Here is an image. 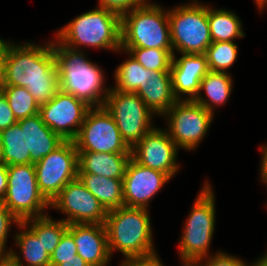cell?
I'll list each match as a JSON object with an SVG mask.
<instances>
[{
  "mask_svg": "<svg viewBox=\"0 0 267 266\" xmlns=\"http://www.w3.org/2000/svg\"><path fill=\"white\" fill-rule=\"evenodd\" d=\"M3 86H21L40 106L60 90L52 43L36 46L27 42L10 44L2 62Z\"/></svg>",
  "mask_w": 267,
  "mask_h": 266,
  "instance_id": "obj_1",
  "label": "cell"
},
{
  "mask_svg": "<svg viewBox=\"0 0 267 266\" xmlns=\"http://www.w3.org/2000/svg\"><path fill=\"white\" fill-rule=\"evenodd\" d=\"M56 41L51 42L60 90L74 95L90 107L103 106L110 90L103 86V71L87 60L80 48L75 50Z\"/></svg>",
  "mask_w": 267,
  "mask_h": 266,
  "instance_id": "obj_2",
  "label": "cell"
},
{
  "mask_svg": "<svg viewBox=\"0 0 267 266\" xmlns=\"http://www.w3.org/2000/svg\"><path fill=\"white\" fill-rule=\"evenodd\" d=\"M148 209L120 207L107 212L104 223L110 255L120 251L127 259L157 255L152 243Z\"/></svg>",
  "mask_w": 267,
  "mask_h": 266,
  "instance_id": "obj_3",
  "label": "cell"
},
{
  "mask_svg": "<svg viewBox=\"0 0 267 266\" xmlns=\"http://www.w3.org/2000/svg\"><path fill=\"white\" fill-rule=\"evenodd\" d=\"M56 36L61 44L75 50L85 45L120 51L121 15L98 7L73 19Z\"/></svg>",
  "mask_w": 267,
  "mask_h": 266,
  "instance_id": "obj_4",
  "label": "cell"
},
{
  "mask_svg": "<svg viewBox=\"0 0 267 266\" xmlns=\"http://www.w3.org/2000/svg\"><path fill=\"white\" fill-rule=\"evenodd\" d=\"M147 3L121 15V48L173 50L168 12Z\"/></svg>",
  "mask_w": 267,
  "mask_h": 266,
  "instance_id": "obj_5",
  "label": "cell"
},
{
  "mask_svg": "<svg viewBox=\"0 0 267 266\" xmlns=\"http://www.w3.org/2000/svg\"><path fill=\"white\" fill-rule=\"evenodd\" d=\"M210 186L207 181L183 228L179 252L184 264L197 265L208 256L215 228V198Z\"/></svg>",
  "mask_w": 267,
  "mask_h": 266,
  "instance_id": "obj_6",
  "label": "cell"
},
{
  "mask_svg": "<svg viewBox=\"0 0 267 266\" xmlns=\"http://www.w3.org/2000/svg\"><path fill=\"white\" fill-rule=\"evenodd\" d=\"M173 50L180 54H205L211 45L208 6L194 2L168 11Z\"/></svg>",
  "mask_w": 267,
  "mask_h": 266,
  "instance_id": "obj_7",
  "label": "cell"
},
{
  "mask_svg": "<svg viewBox=\"0 0 267 266\" xmlns=\"http://www.w3.org/2000/svg\"><path fill=\"white\" fill-rule=\"evenodd\" d=\"M8 187L3 203L19 221L44 216L50 202L40 192L34 164L7 166Z\"/></svg>",
  "mask_w": 267,
  "mask_h": 266,
  "instance_id": "obj_8",
  "label": "cell"
},
{
  "mask_svg": "<svg viewBox=\"0 0 267 266\" xmlns=\"http://www.w3.org/2000/svg\"><path fill=\"white\" fill-rule=\"evenodd\" d=\"M105 109L112 115L122 140L132 149L152 127L154 113L137 93L110 89L106 96Z\"/></svg>",
  "mask_w": 267,
  "mask_h": 266,
  "instance_id": "obj_9",
  "label": "cell"
},
{
  "mask_svg": "<svg viewBox=\"0 0 267 266\" xmlns=\"http://www.w3.org/2000/svg\"><path fill=\"white\" fill-rule=\"evenodd\" d=\"M78 152L131 154L112 115L104 106L91 107L74 140Z\"/></svg>",
  "mask_w": 267,
  "mask_h": 266,
  "instance_id": "obj_10",
  "label": "cell"
},
{
  "mask_svg": "<svg viewBox=\"0 0 267 266\" xmlns=\"http://www.w3.org/2000/svg\"><path fill=\"white\" fill-rule=\"evenodd\" d=\"M34 165L39 190L51 202L67 183L78 177V151L75 142L64 141Z\"/></svg>",
  "mask_w": 267,
  "mask_h": 266,
  "instance_id": "obj_11",
  "label": "cell"
},
{
  "mask_svg": "<svg viewBox=\"0 0 267 266\" xmlns=\"http://www.w3.org/2000/svg\"><path fill=\"white\" fill-rule=\"evenodd\" d=\"M168 134L178 148L193 150L205 137L213 115L193 100H178L165 114Z\"/></svg>",
  "mask_w": 267,
  "mask_h": 266,
  "instance_id": "obj_12",
  "label": "cell"
},
{
  "mask_svg": "<svg viewBox=\"0 0 267 266\" xmlns=\"http://www.w3.org/2000/svg\"><path fill=\"white\" fill-rule=\"evenodd\" d=\"M91 107L74 95L59 90L39 106L42 121L65 141H74Z\"/></svg>",
  "mask_w": 267,
  "mask_h": 266,
  "instance_id": "obj_13",
  "label": "cell"
},
{
  "mask_svg": "<svg viewBox=\"0 0 267 266\" xmlns=\"http://www.w3.org/2000/svg\"><path fill=\"white\" fill-rule=\"evenodd\" d=\"M50 207L59 209L68 217V224H104L107 211L77 177L67 183L50 202Z\"/></svg>",
  "mask_w": 267,
  "mask_h": 266,
  "instance_id": "obj_14",
  "label": "cell"
},
{
  "mask_svg": "<svg viewBox=\"0 0 267 266\" xmlns=\"http://www.w3.org/2000/svg\"><path fill=\"white\" fill-rule=\"evenodd\" d=\"M177 150L167 130L154 128L131 149V157L137 163L172 178L179 170V164L176 163Z\"/></svg>",
  "mask_w": 267,
  "mask_h": 266,
  "instance_id": "obj_15",
  "label": "cell"
},
{
  "mask_svg": "<svg viewBox=\"0 0 267 266\" xmlns=\"http://www.w3.org/2000/svg\"><path fill=\"white\" fill-rule=\"evenodd\" d=\"M170 179L167 174L145 167L131 157L122 179L124 206L147 209L150 199Z\"/></svg>",
  "mask_w": 267,
  "mask_h": 266,
  "instance_id": "obj_16",
  "label": "cell"
},
{
  "mask_svg": "<svg viewBox=\"0 0 267 266\" xmlns=\"http://www.w3.org/2000/svg\"><path fill=\"white\" fill-rule=\"evenodd\" d=\"M179 59L172 58L170 73L172 88L177 100H194L198 95L200 82L209 72L205 54H181ZM187 94L189 97H183Z\"/></svg>",
  "mask_w": 267,
  "mask_h": 266,
  "instance_id": "obj_17",
  "label": "cell"
},
{
  "mask_svg": "<svg viewBox=\"0 0 267 266\" xmlns=\"http://www.w3.org/2000/svg\"><path fill=\"white\" fill-rule=\"evenodd\" d=\"M77 246V254L89 266H106L111 259L104 224H69L67 230Z\"/></svg>",
  "mask_w": 267,
  "mask_h": 266,
  "instance_id": "obj_18",
  "label": "cell"
},
{
  "mask_svg": "<svg viewBox=\"0 0 267 266\" xmlns=\"http://www.w3.org/2000/svg\"><path fill=\"white\" fill-rule=\"evenodd\" d=\"M135 93L154 114L163 116L178 101L173 93L170 71L145 68L144 83Z\"/></svg>",
  "mask_w": 267,
  "mask_h": 266,
  "instance_id": "obj_19",
  "label": "cell"
},
{
  "mask_svg": "<svg viewBox=\"0 0 267 266\" xmlns=\"http://www.w3.org/2000/svg\"><path fill=\"white\" fill-rule=\"evenodd\" d=\"M17 123L25 127L26 155H30L31 164L39 162L65 141L46 126L39 113Z\"/></svg>",
  "mask_w": 267,
  "mask_h": 266,
  "instance_id": "obj_20",
  "label": "cell"
},
{
  "mask_svg": "<svg viewBox=\"0 0 267 266\" xmlns=\"http://www.w3.org/2000/svg\"><path fill=\"white\" fill-rule=\"evenodd\" d=\"M131 154L78 152V173L123 179Z\"/></svg>",
  "mask_w": 267,
  "mask_h": 266,
  "instance_id": "obj_21",
  "label": "cell"
},
{
  "mask_svg": "<svg viewBox=\"0 0 267 266\" xmlns=\"http://www.w3.org/2000/svg\"><path fill=\"white\" fill-rule=\"evenodd\" d=\"M78 178L107 212L124 207L122 179L106 178L91 173H78Z\"/></svg>",
  "mask_w": 267,
  "mask_h": 266,
  "instance_id": "obj_22",
  "label": "cell"
},
{
  "mask_svg": "<svg viewBox=\"0 0 267 266\" xmlns=\"http://www.w3.org/2000/svg\"><path fill=\"white\" fill-rule=\"evenodd\" d=\"M232 79L229 73L209 71L201 80L198 95L193 100L214 114V106L225 104L232 91ZM205 90L207 99L200 95ZM213 104V105H212Z\"/></svg>",
  "mask_w": 267,
  "mask_h": 266,
  "instance_id": "obj_23",
  "label": "cell"
},
{
  "mask_svg": "<svg viewBox=\"0 0 267 266\" xmlns=\"http://www.w3.org/2000/svg\"><path fill=\"white\" fill-rule=\"evenodd\" d=\"M208 22L212 42L233 41L245 36L240 19L229 10H214L208 6Z\"/></svg>",
  "mask_w": 267,
  "mask_h": 266,
  "instance_id": "obj_24",
  "label": "cell"
},
{
  "mask_svg": "<svg viewBox=\"0 0 267 266\" xmlns=\"http://www.w3.org/2000/svg\"><path fill=\"white\" fill-rule=\"evenodd\" d=\"M3 147V163L7 166L31 164L30 155H26L25 127L18 123L0 132Z\"/></svg>",
  "mask_w": 267,
  "mask_h": 266,
  "instance_id": "obj_25",
  "label": "cell"
},
{
  "mask_svg": "<svg viewBox=\"0 0 267 266\" xmlns=\"http://www.w3.org/2000/svg\"><path fill=\"white\" fill-rule=\"evenodd\" d=\"M23 223L26 227H29L39 240H42L45 250L49 255L53 253L63 234L68 230L69 225L63 219L59 221L52 220L47 214L41 217L27 219Z\"/></svg>",
  "mask_w": 267,
  "mask_h": 266,
  "instance_id": "obj_26",
  "label": "cell"
},
{
  "mask_svg": "<svg viewBox=\"0 0 267 266\" xmlns=\"http://www.w3.org/2000/svg\"><path fill=\"white\" fill-rule=\"evenodd\" d=\"M17 226L24 230L14 238L27 266H50V255L45 250L42 240H39L29 228L27 229L23 222Z\"/></svg>",
  "mask_w": 267,
  "mask_h": 266,
  "instance_id": "obj_27",
  "label": "cell"
},
{
  "mask_svg": "<svg viewBox=\"0 0 267 266\" xmlns=\"http://www.w3.org/2000/svg\"><path fill=\"white\" fill-rule=\"evenodd\" d=\"M1 92L17 121L39 113V105L25 87L3 86Z\"/></svg>",
  "mask_w": 267,
  "mask_h": 266,
  "instance_id": "obj_28",
  "label": "cell"
},
{
  "mask_svg": "<svg viewBox=\"0 0 267 266\" xmlns=\"http://www.w3.org/2000/svg\"><path fill=\"white\" fill-rule=\"evenodd\" d=\"M144 79L145 68L130 56V59L123 61L115 70L116 85L113 89L135 93L143 85Z\"/></svg>",
  "mask_w": 267,
  "mask_h": 266,
  "instance_id": "obj_29",
  "label": "cell"
},
{
  "mask_svg": "<svg viewBox=\"0 0 267 266\" xmlns=\"http://www.w3.org/2000/svg\"><path fill=\"white\" fill-rule=\"evenodd\" d=\"M129 53L144 68L156 71H170L173 50L157 48H121Z\"/></svg>",
  "mask_w": 267,
  "mask_h": 266,
  "instance_id": "obj_30",
  "label": "cell"
},
{
  "mask_svg": "<svg viewBox=\"0 0 267 266\" xmlns=\"http://www.w3.org/2000/svg\"><path fill=\"white\" fill-rule=\"evenodd\" d=\"M237 51L234 41L212 42L205 52L209 71L227 73L237 58Z\"/></svg>",
  "mask_w": 267,
  "mask_h": 266,
  "instance_id": "obj_31",
  "label": "cell"
},
{
  "mask_svg": "<svg viewBox=\"0 0 267 266\" xmlns=\"http://www.w3.org/2000/svg\"><path fill=\"white\" fill-rule=\"evenodd\" d=\"M77 246L73 236L66 231L53 253L50 255V266H58L65 261H75Z\"/></svg>",
  "mask_w": 267,
  "mask_h": 266,
  "instance_id": "obj_32",
  "label": "cell"
},
{
  "mask_svg": "<svg viewBox=\"0 0 267 266\" xmlns=\"http://www.w3.org/2000/svg\"><path fill=\"white\" fill-rule=\"evenodd\" d=\"M146 0H99V7L108 9L122 15L133 8L147 4Z\"/></svg>",
  "mask_w": 267,
  "mask_h": 266,
  "instance_id": "obj_33",
  "label": "cell"
},
{
  "mask_svg": "<svg viewBox=\"0 0 267 266\" xmlns=\"http://www.w3.org/2000/svg\"><path fill=\"white\" fill-rule=\"evenodd\" d=\"M12 222L16 225L20 223L7 209L3 200H0V253H5V244Z\"/></svg>",
  "mask_w": 267,
  "mask_h": 266,
  "instance_id": "obj_34",
  "label": "cell"
},
{
  "mask_svg": "<svg viewBox=\"0 0 267 266\" xmlns=\"http://www.w3.org/2000/svg\"><path fill=\"white\" fill-rule=\"evenodd\" d=\"M204 259L205 262L201 260V263H198L197 266H255V262L252 265H247L240 258L222 252H218L213 257L208 256Z\"/></svg>",
  "mask_w": 267,
  "mask_h": 266,
  "instance_id": "obj_35",
  "label": "cell"
},
{
  "mask_svg": "<svg viewBox=\"0 0 267 266\" xmlns=\"http://www.w3.org/2000/svg\"><path fill=\"white\" fill-rule=\"evenodd\" d=\"M17 123L5 95L0 92V132Z\"/></svg>",
  "mask_w": 267,
  "mask_h": 266,
  "instance_id": "obj_36",
  "label": "cell"
},
{
  "mask_svg": "<svg viewBox=\"0 0 267 266\" xmlns=\"http://www.w3.org/2000/svg\"><path fill=\"white\" fill-rule=\"evenodd\" d=\"M158 255L145 259H127L122 261L121 266H163Z\"/></svg>",
  "mask_w": 267,
  "mask_h": 266,
  "instance_id": "obj_37",
  "label": "cell"
},
{
  "mask_svg": "<svg viewBox=\"0 0 267 266\" xmlns=\"http://www.w3.org/2000/svg\"><path fill=\"white\" fill-rule=\"evenodd\" d=\"M20 259V255L17 256L15 251L10 249V251L0 253V266H23Z\"/></svg>",
  "mask_w": 267,
  "mask_h": 266,
  "instance_id": "obj_38",
  "label": "cell"
},
{
  "mask_svg": "<svg viewBox=\"0 0 267 266\" xmlns=\"http://www.w3.org/2000/svg\"><path fill=\"white\" fill-rule=\"evenodd\" d=\"M8 187L7 165L0 163V200H3Z\"/></svg>",
  "mask_w": 267,
  "mask_h": 266,
  "instance_id": "obj_39",
  "label": "cell"
},
{
  "mask_svg": "<svg viewBox=\"0 0 267 266\" xmlns=\"http://www.w3.org/2000/svg\"><path fill=\"white\" fill-rule=\"evenodd\" d=\"M262 154L261 181L267 185V144L260 147Z\"/></svg>",
  "mask_w": 267,
  "mask_h": 266,
  "instance_id": "obj_40",
  "label": "cell"
},
{
  "mask_svg": "<svg viewBox=\"0 0 267 266\" xmlns=\"http://www.w3.org/2000/svg\"><path fill=\"white\" fill-rule=\"evenodd\" d=\"M58 266H89L84 259H82L78 254L75 256V261H65Z\"/></svg>",
  "mask_w": 267,
  "mask_h": 266,
  "instance_id": "obj_41",
  "label": "cell"
},
{
  "mask_svg": "<svg viewBox=\"0 0 267 266\" xmlns=\"http://www.w3.org/2000/svg\"><path fill=\"white\" fill-rule=\"evenodd\" d=\"M10 44L11 43L9 41L5 42L0 38V62H3V60L5 59V55Z\"/></svg>",
  "mask_w": 267,
  "mask_h": 266,
  "instance_id": "obj_42",
  "label": "cell"
},
{
  "mask_svg": "<svg viewBox=\"0 0 267 266\" xmlns=\"http://www.w3.org/2000/svg\"><path fill=\"white\" fill-rule=\"evenodd\" d=\"M255 266H267V253L255 262Z\"/></svg>",
  "mask_w": 267,
  "mask_h": 266,
  "instance_id": "obj_43",
  "label": "cell"
},
{
  "mask_svg": "<svg viewBox=\"0 0 267 266\" xmlns=\"http://www.w3.org/2000/svg\"><path fill=\"white\" fill-rule=\"evenodd\" d=\"M258 7L260 8V11L264 9V6L267 5V0H258L256 2Z\"/></svg>",
  "mask_w": 267,
  "mask_h": 266,
  "instance_id": "obj_44",
  "label": "cell"
},
{
  "mask_svg": "<svg viewBox=\"0 0 267 266\" xmlns=\"http://www.w3.org/2000/svg\"><path fill=\"white\" fill-rule=\"evenodd\" d=\"M3 87V71H2V62H0V92Z\"/></svg>",
  "mask_w": 267,
  "mask_h": 266,
  "instance_id": "obj_45",
  "label": "cell"
},
{
  "mask_svg": "<svg viewBox=\"0 0 267 266\" xmlns=\"http://www.w3.org/2000/svg\"><path fill=\"white\" fill-rule=\"evenodd\" d=\"M0 163H3V147H2L1 138H0Z\"/></svg>",
  "mask_w": 267,
  "mask_h": 266,
  "instance_id": "obj_46",
  "label": "cell"
},
{
  "mask_svg": "<svg viewBox=\"0 0 267 266\" xmlns=\"http://www.w3.org/2000/svg\"><path fill=\"white\" fill-rule=\"evenodd\" d=\"M184 266H197V265H192V264H183Z\"/></svg>",
  "mask_w": 267,
  "mask_h": 266,
  "instance_id": "obj_47",
  "label": "cell"
}]
</instances>
